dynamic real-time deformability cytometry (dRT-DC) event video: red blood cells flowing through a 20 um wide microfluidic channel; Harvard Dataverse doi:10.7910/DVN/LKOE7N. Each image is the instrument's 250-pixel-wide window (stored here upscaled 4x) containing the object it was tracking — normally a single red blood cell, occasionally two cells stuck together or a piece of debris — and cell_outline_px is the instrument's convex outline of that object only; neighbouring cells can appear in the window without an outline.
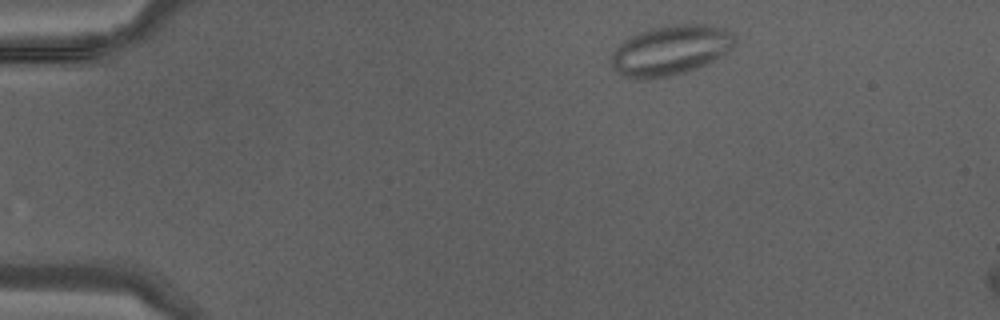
{"species": "Egyptian fruit bat (a non-hibernating species)", "species_latin": "Rousettus aegyptiacus", "temperature_condition": "warm", "stored_images_in_passage": 7, "camera_frame_rate_fps": 3000, "um_per_image_px": 0.085, "animal": {"sex": "male"}, "frame": {"image": 1, "passage_image": 2, "time_ms": 0.333, "image_size_px": [1000, 320], "cell_outline_px": [[736, 40], [720, 56], [696, 68], [684, 72], [668, 76], [640, 80], [636, 80], [620, 76], [612, 68], [612, 52], [624, 40], [648, 28], [668, 24], [704, 24], [728, 28], [736, 32]], "centroid_in_image_um": [56.97, 4.25], "position_along_channel_um": 28.0, "area_um2": 36.07}}